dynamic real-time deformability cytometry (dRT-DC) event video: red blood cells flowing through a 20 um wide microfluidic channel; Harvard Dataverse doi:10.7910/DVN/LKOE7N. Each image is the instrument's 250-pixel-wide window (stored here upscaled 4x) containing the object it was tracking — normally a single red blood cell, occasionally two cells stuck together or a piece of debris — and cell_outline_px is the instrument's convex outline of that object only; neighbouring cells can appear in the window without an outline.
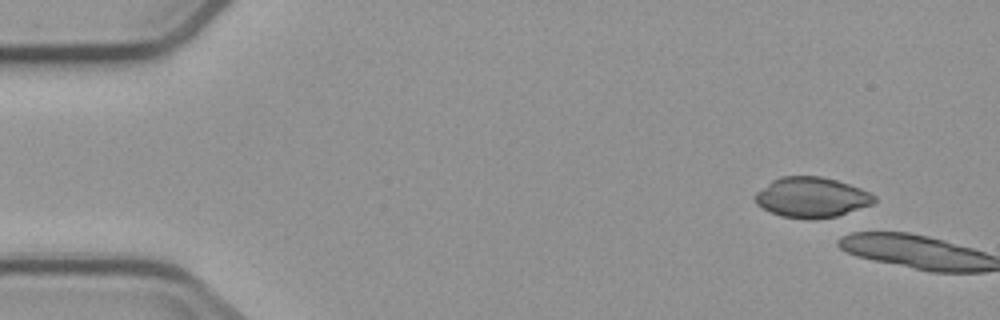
{"species": "common noctule bat (a hibernating species)", "species_latin": "Nyctalus noctula", "temperature_condition": "cold", "stored_images_in_passage": 2, "camera_frame_rate_fps": 3000, "um_per_image_px": 0.085, "animal": {"sex": "male", "body_mass_g": 23.1, "forearm_length_mm": 52.7}, "frame": {"image": 1, "passage_image": 1, "time_ms": 0.0, "image_size_px": [1000, 320], "cell_outline_px": [[876, 200], [872, 204], [836, 216], [812, 220], [780, 216], [756, 204], [752, 196], [756, 192], [772, 180], [780, 176], [820, 176], [836, 180], [860, 188], [876, 196]], "centroid_in_image_um": [68.95, 16.77], "position_along_channel_um": 16.1, "area_um2": 27.92}}